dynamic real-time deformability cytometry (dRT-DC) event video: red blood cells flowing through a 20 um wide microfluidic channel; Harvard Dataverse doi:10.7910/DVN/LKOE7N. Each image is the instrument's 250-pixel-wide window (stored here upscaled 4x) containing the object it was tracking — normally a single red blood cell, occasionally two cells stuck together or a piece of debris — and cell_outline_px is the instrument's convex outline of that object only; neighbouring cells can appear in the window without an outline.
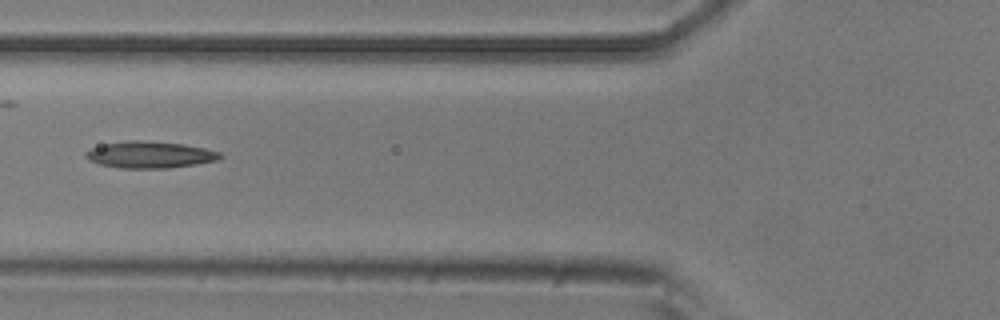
{"species": "common noctule bat (a hibernating species)", "species_latin": "Nyctalus noctula", "temperature_condition": "room temperature", "stored_images_in_passage": 9, "camera_frame_rate_fps": 3000, "um_per_image_px": 0.085, "animal": {"sex": "male", "body_mass_g": 20.5, "forearm_length_mm": 52.5}, "frame": {"image": 1, "passage_image": 4, "time_ms": 1.0, "image_size_px": [1000, 320], "cell_outline_px": [[224, 156], [216, 160], [196, 164], [168, 168], [120, 168], [100, 164], [88, 160], [84, 156], [84, 152], [92, 148], [104, 144], [128, 140], [144, 140], [184, 144], [204, 148], [220, 152]], "centroid_in_image_um": [12.72, 13.14], "position_along_channel_um": 113.1, "area_um2": 20.92}}
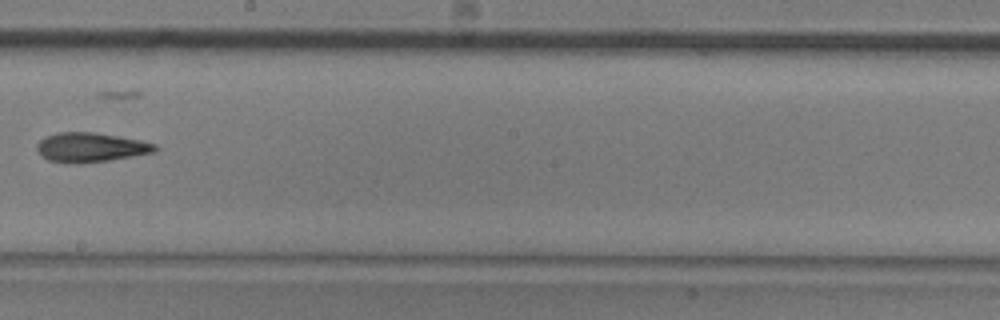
{"frame": {"image": 2, "passage_image": 7, "time_ms": 2.0, "image_size_px": [1000, 320], "cell_outline_px": [[160, 148], [156, 152], [108, 160], [80, 164], [64, 164], [48, 160], [40, 156], [36, 148], [36, 144], [44, 136], [60, 132], [92, 132], [140, 140], [156, 144]], "centroid_in_image_um": [7.67, 12.54], "position_along_channel_um": 240.5, "area_um2": 20.52}}